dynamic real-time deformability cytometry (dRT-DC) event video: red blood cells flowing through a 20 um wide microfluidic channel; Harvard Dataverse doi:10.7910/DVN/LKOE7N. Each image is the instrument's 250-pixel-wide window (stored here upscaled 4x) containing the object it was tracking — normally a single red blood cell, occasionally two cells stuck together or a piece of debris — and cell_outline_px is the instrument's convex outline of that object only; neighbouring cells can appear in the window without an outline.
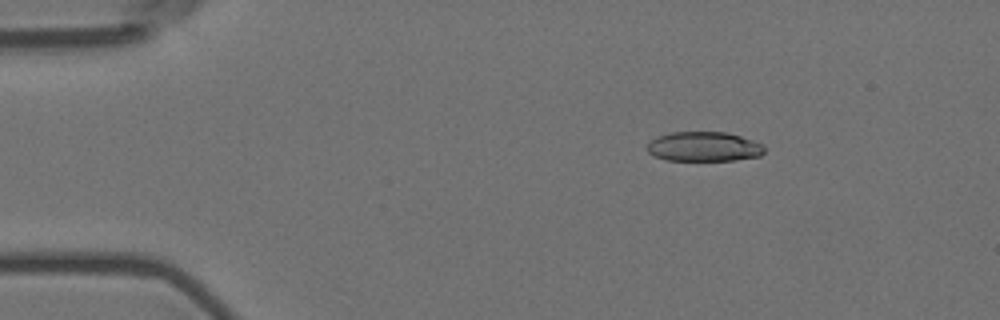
{"species": "Egyptian fruit bat (a non-hibernating species)", "species_latin": "Rousettus aegyptiacus", "temperature_condition": "room temperature", "stored_images_in_passage": 29, "camera_frame_rate_fps": 3000, "um_per_image_px": 0.085, "animal": {"sex": "female"}, "frame": {"image": 1, "passage_image": 9, "time_ms": 2.667, "image_size_px": [1000, 320], "cell_outline_px": [[764, 152], [760, 156], [732, 160], [668, 160], [652, 156], [648, 152], [648, 144], [656, 136], [668, 132], [728, 132], [764, 144]], "centroid_in_image_um": [59.82, 12.45], "position_along_channel_um": 25.2, "area_um2": 20.29}}
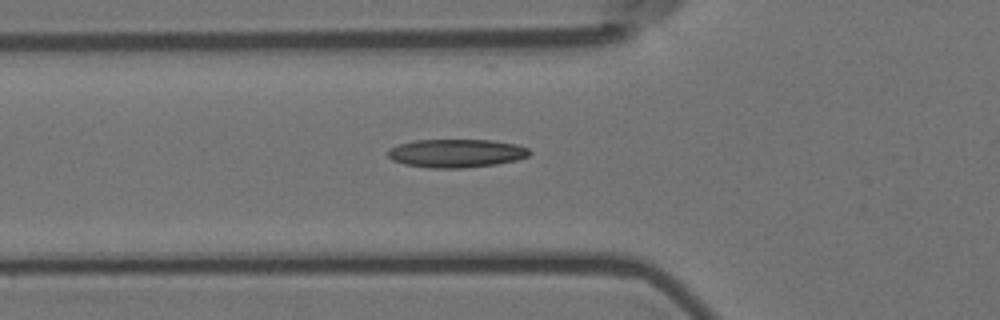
{"frame": {"image": 2, "passage_image": 20, "time_ms": 6.333, "image_size_px": [1000, 320], "cell_outline_px": [[532, 152], [528, 156], [516, 160], [496, 164], [464, 168], [432, 168], [404, 164], [392, 160], [388, 156], [388, 148], [400, 144], [416, 140], [492, 140], [516, 144], [528, 148]], "centroid_in_image_um": [38.79, 13.02], "position_along_channel_um": 87.0, "area_um2": 23.41}}
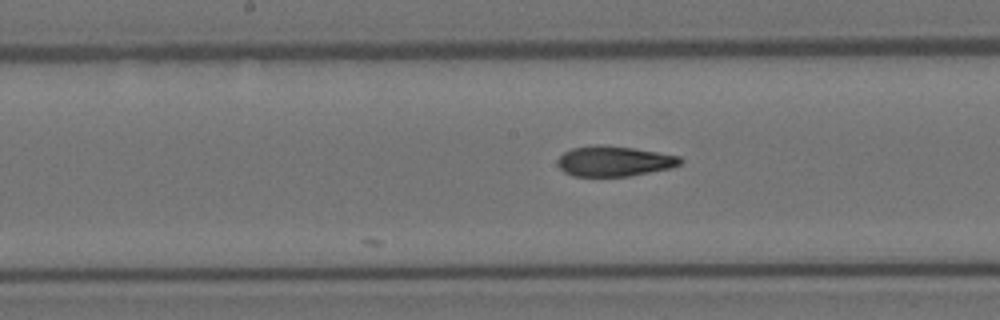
{"frame": {"image": 3, "passage_image": 29, "time_ms": 9.333, "image_size_px": [1000, 320], "cell_outline_px": [[684, 160], [680, 164], [672, 168], [628, 176], [572, 176], [564, 172], [556, 164], [556, 160], [564, 152], [572, 148], [600, 144], [632, 148], [680, 156]], "centroid_in_image_um": [52.18, 13.7], "position_along_channel_um": 196.0, "area_um2": 21.68}}